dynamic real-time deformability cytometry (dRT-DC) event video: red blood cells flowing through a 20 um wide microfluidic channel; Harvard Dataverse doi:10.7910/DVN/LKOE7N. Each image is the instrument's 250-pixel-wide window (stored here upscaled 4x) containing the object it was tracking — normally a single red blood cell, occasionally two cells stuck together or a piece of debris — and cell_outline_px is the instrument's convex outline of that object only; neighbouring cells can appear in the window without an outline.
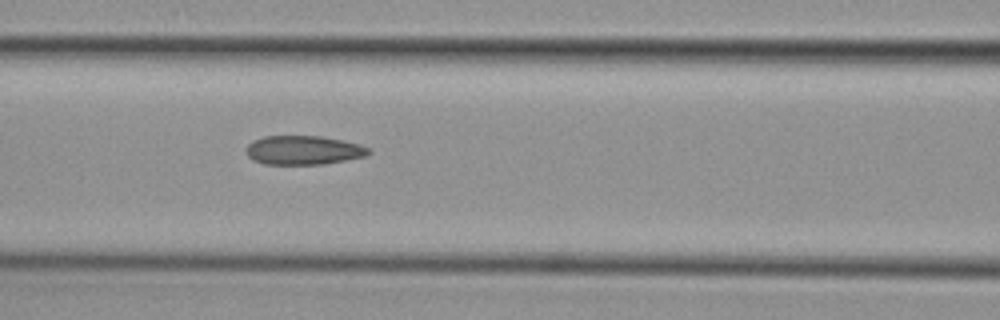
{"species": "common noctule bat (a hibernating species)", "species_latin": "Nyctalus noctula", "temperature_condition": "cold", "stored_images_in_passage": 6, "camera_frame_rate_fps": 3000, "um_per_image_px": 0.085, "animal": {"sex": "female", "body_mass_g": 29.2, "forearm_length_mm": 56.3}, "frame": {"image": 1, "passage_image": 6, "time_ms": 1.667, "image_size_px": [1000, 320], "cell_outline_px": [[372, 152], [364, 156], [324, 164], [264, 164], [252, 160], [248, 156], [244, 148], [252, 140], [264, 136], [320, 136], [344, 140], [360, 144], [368, 148]], "centroid_in_image_um": [25.75, 12.76], "position_along_channel_um": 140.8, "area_um2": 20.81}}